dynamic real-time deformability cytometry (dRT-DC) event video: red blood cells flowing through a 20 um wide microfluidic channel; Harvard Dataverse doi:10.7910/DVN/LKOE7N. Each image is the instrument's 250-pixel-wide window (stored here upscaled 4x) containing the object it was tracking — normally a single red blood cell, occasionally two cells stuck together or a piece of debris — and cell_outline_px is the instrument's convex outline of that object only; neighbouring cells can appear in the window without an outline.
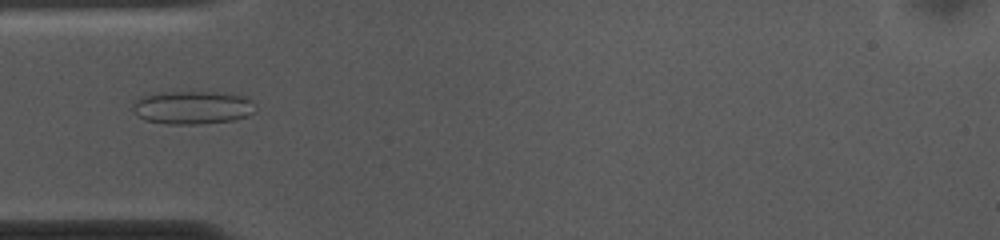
{"species": "common noctule bat (a hibernating species)", "species_latin": "Nyctalus noctula", "temperature_condition": "cold", "stored_images_in_passage": 52, "camera_frame_rate_fps": 3000, "um_per_image_px": 0.085, "animal": {"sex": "female", "body_mass_g": 10.0, "forearm_length_mm": 53.1}, "frame": {"image": 1, "passage_image": 15, "time_ms": 4.667, "image_size_px": [1000, 240], "cell_outline_px": [[256, 108], [248, 116], [236, 120], [196, 124], [168, 124], [144, 120], [136, 116], [132, 112], [132, 100], [140, 96], [160, 92], [212, 92], [244, 96], [252, 100]], "centroid_in_image_um": [16.29, 9.14], "position_along_channel_um": 68.7, "area_um2": 24.1}}
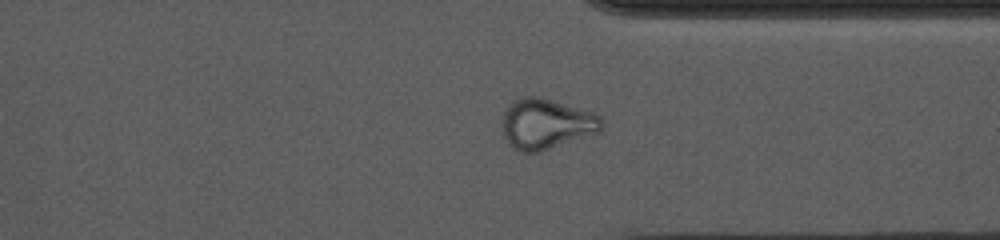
{"frame": {"image": 2, "passage_image": 39, "time_ms": 12.667, "image_size_px": [1000, 240], "cell_outline_px": [[604, 128], [600, 132], [540, 152], [520, 152], [504, 136], [504, 108], [520, 96], [536, 96], [596, 112], [604, 120]], "centroid_in_image_um": [46.51, 10.52], "position_along_channel_um": 364.9, "area_um2": 29.25}}
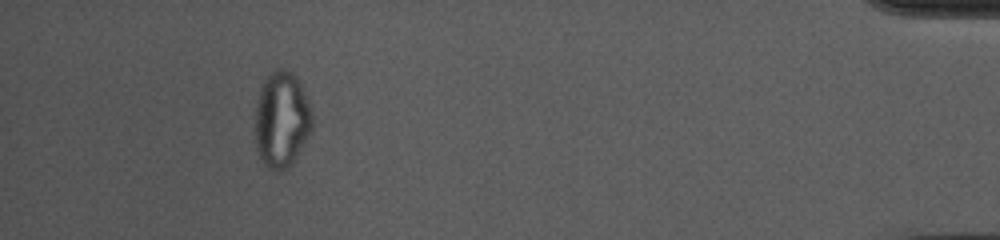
{"frame": {"image": 3, "passage_image": 48, "time_ms": 15.667, "image_size_px": [1000, 240], "cell_outline_px": [[312, 132], [292, 164], [288, 168], [276, 172], [268, 168], [260, 160], [256, 148], [256, 100], [264, 80], [276, 68], [284, 68], [292, 72], [300, 84], [304, 92], [312, 112]], "centroid_in_image_um": [23.95, 10.2], "position_along_channel_um": 411.3, "area_um2": 32.14}, "authors_computed_cell_mechanics": {"area_um2": 26.7036, "velocity_mm_per_s": 3.7148, "shape_relaxation_time_tau1_ms": null, "shape_relaxation_time_tau2_ms": 1.9713, "deformation_change_tau1": null, "deformation_change_tau2": 0.0839}}